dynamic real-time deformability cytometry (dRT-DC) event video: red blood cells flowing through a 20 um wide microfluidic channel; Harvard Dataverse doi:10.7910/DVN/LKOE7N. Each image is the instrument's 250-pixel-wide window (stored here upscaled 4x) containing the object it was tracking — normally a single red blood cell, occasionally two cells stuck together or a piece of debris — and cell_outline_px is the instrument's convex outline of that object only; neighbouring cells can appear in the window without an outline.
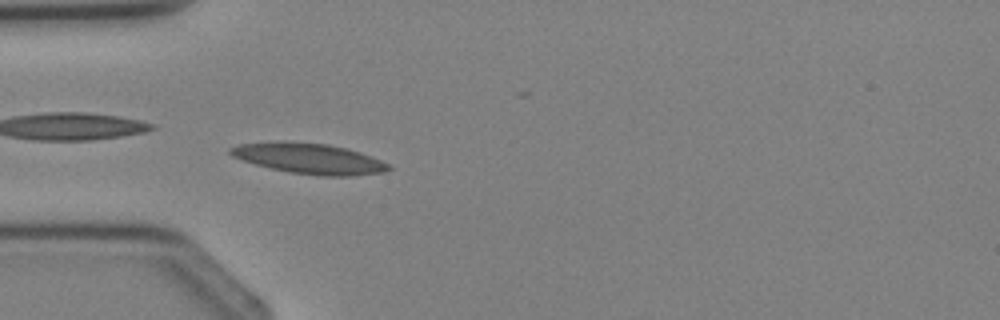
{"species": "Egyptian fruit bat (a non-hibernating species)", "species_latin": "Rousettus aegyptiacus", "temperature_condition": "cold", "stored_images_in_passage": 5, "segment_of_instrument_passage": [1, 2], "camera_frame_rate_fps": 3000, "um_per_image_px": 0.085, "animal": {"sex": "female"}, "frame": {"image": 1, "passage_image": 4, "time_ms": 3.667, "image_size_px": [1000, 320], "cell_outline_px": [[392, 168], [384, 172], [348, 176], [320, 176], [292, 172], [272, 168], [256, 164], [232, 156], [228, 152], [228, 148], [240, 144], [328, 144], [348, 148], [360, 152], [380, 160], [388, 164]], "centroid_in_image_um": [26.37, 13.52], "position_along_channel_um": 58.6, "area_um2": 26.82}}